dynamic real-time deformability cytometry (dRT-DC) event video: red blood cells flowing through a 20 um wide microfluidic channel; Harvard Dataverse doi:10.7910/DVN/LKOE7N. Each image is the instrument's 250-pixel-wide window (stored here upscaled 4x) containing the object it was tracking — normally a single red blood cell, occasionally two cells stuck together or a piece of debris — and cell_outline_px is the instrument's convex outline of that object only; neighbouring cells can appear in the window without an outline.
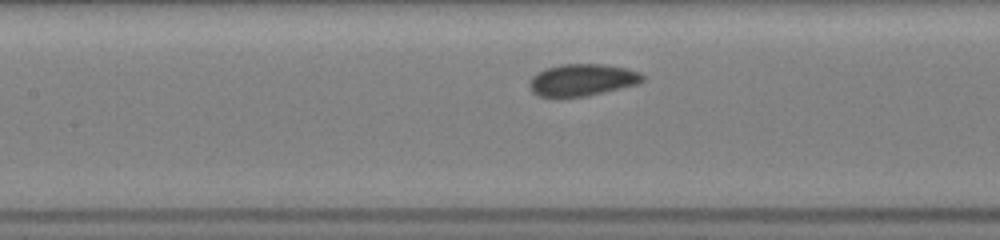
{"species": "common noctule bat (a hibernating species)", "species_latin": "Nyctalus noctula", "temperature_condition": "room temperature", "stored_images_in_passage": 5, "segment_of_instrument_passage": [2, 2], "camera_frame_rate_fps": 3000, "um_per_image_px": 0.085, "animal": {"sex": "female", "body_mass_g": 19.5, "forearm_length_mm": 54.1}, "frame": {"image": 1, "passage_image": 5, "time_ms": 4.0, "image_size_px": [1000, 240], "cell_outline_px": [[644, 80], [640, 84], [588, 96], [560, 100], [536, 96], [532, 92], [528, 84], [532, 76], [548, 68], [560, 64], [604, 64], [628, 68], [640, 72], [644, 76]], "centroid_in_image_um": [49.48, 6.84], "position_along_channel_um": 157.9, "area_um2": 21.91}}